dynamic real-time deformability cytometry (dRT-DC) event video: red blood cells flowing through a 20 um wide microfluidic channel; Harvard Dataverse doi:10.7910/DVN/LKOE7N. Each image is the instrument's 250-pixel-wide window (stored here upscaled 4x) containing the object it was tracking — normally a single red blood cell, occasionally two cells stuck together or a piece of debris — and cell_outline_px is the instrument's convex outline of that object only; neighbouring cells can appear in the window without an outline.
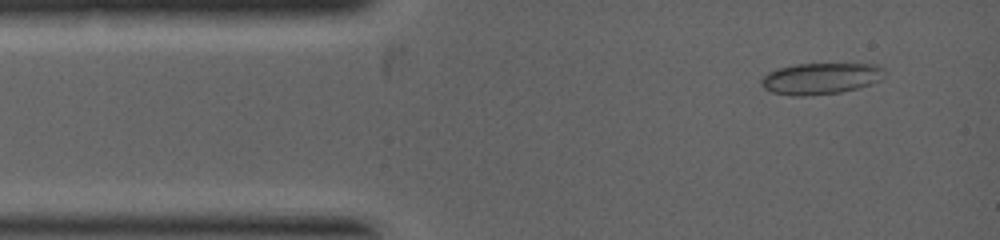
{"species": "common noctule bat (a hibernating species)", "species_latin": "Nyctalus noctula", "temperature_condition": "warm", "stored_images_in_passage": 42, "camera_frame_rate_fps": 5000, "um_per_image_px": 0.085, "animal": {"sex": "female", "body_mass_g": 19.0, "forearm_length_mm": 53.3}, "frame": {"image": 1, "passage_image": 2, "time_ms": 0.4, "image_size_px": [1000, 240], "cell_outline_px": [[884, 72], [880, 80], [856, 88], [840, 92], [804, 96], [796, 96], [772, 92], [764, 88], [760, 84], [760, 80], [768, 72], [776, 68], [796, 64], [876, 64], [884, 68]], "centroid_in_image_um": [69.71, 6.66], "position_along_channel_um": 15.3, "area_um2": 22.37}}
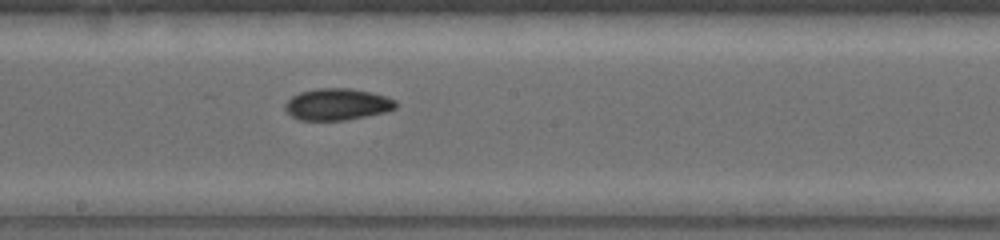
{"frame": {"image": 2, "passage_image": 19, "time_ms": 4.0, "image_size_px": [1000, 240], "cell_outline_px": [[400, 104], [396, 108], [384, 112], [344, 120], [300, 120], [292, 116], [284, 108], [284, 104], [292, 96], [300, 92], [316, 88], [352, 88], [372, 92], [388, 96], [396, 100]], "centroid_in_image_um": [28.7, 8.85], "position_along_channel_um": 219.5, "area_um2": 20.58}}
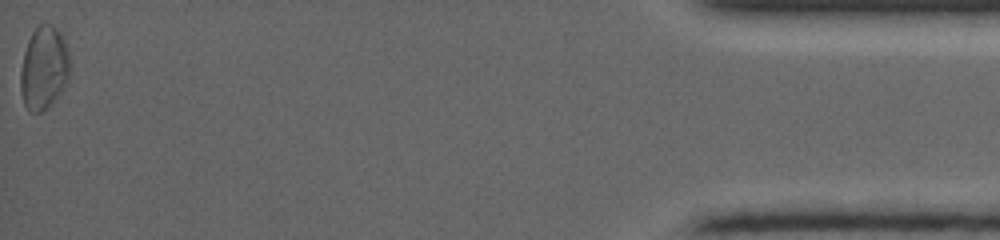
{"frame": {"image": 3, "passage_image": 42, "time_ms": 8.6, "image_size_px": [1000, 240], "cell_outline_px": [[68, 80], [64, 88], [40, 112], [28, 112], [24, 104], [20, 92], [20, 72], [24, 52], [28, 40], [32, 32], [40, 24], [48, 24], [56, 28], [60, 32], [68, 48]], "centroid_in_image_um": [3.7, 5.77], "position_along_channel_um": 431.5, "area_um2": 23.58}}